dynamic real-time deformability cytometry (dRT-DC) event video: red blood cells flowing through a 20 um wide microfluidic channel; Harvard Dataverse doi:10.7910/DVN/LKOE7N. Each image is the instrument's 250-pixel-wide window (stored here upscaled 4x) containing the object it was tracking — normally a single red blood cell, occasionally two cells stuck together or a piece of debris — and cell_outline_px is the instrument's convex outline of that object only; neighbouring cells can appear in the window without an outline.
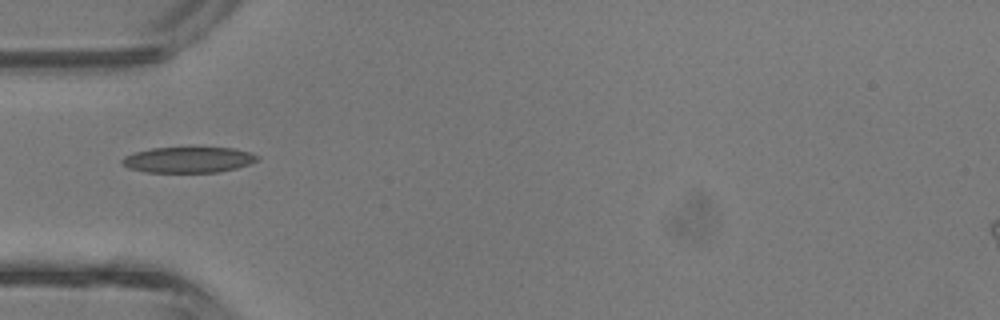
{"species": "common noctule bat (a hibernating species)", "species_latin": "Nyctalus noctula", "temperature_condition": "room temperature", "stored_images_in_passage": 5, "camera_frame_rate_fps": 3000, "um_per_image_px": 0.085, "animal": {"sex": "male", "body_mass_g": 13.3}, "frame": {"image": 1, "passage_image": 4, "time_ms": 1.0, "image_size_px": [1000, 320], "cell_outline_px": [[260, 160], [236, 168], [216, 172], [144, 172], [128, 168], [120, 160], [124, 156], [136, 152], [152, 148], [236, 148], [252, 152], [260, 156]], "centroid_in_image_um": [16.05, 13.58], "position_along_channel_um": 69.0, "area_um2": 20.29}}
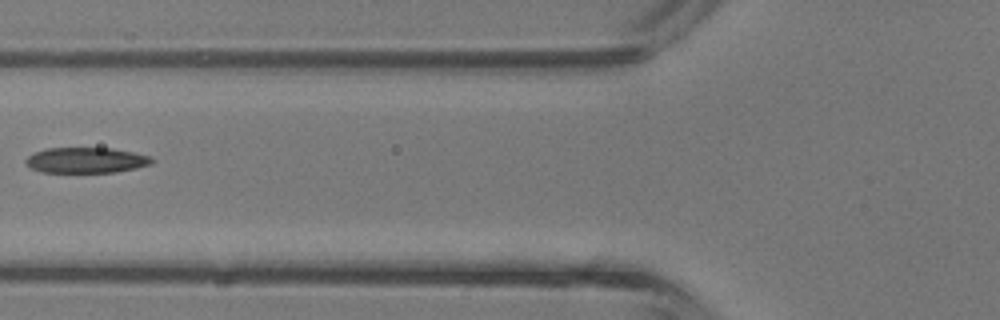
{"frame": {"image": 2, "passage_image": 5, "time_ms": 1.333, "image_size_px": [1000, 320], "cell_outline_px": [[156, 160], [152, 164], [136, 168], [116, 172], [40, 172], [32, 168], [24, 160], [32, 152], [44, 148], [112, 148], [152, 156]], "centroid_in_image_um": [7.34, 13.61], "position_along_channel_um": 118.5, "area_um2": 18.96}}